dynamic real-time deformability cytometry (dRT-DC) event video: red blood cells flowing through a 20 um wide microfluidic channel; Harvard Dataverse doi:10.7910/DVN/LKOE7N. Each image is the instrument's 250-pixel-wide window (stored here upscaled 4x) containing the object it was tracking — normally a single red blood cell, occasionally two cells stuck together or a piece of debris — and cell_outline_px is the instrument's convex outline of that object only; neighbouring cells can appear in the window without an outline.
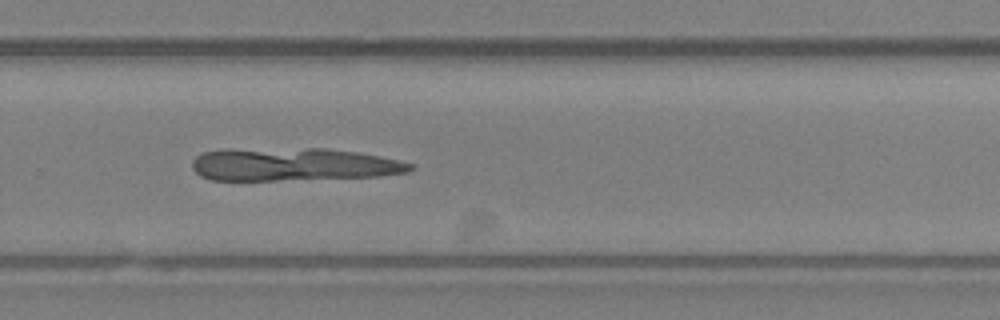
{"species": "Egyptian fruit bat (a non-hibernating species)", "species_latin": "Rousettus aegyptiacus", "temperature_condition": "room temperature", "stored_images_in_passage": 34, "camera_frame_rate_fps": 3000, "um_per_image_px": 0.085, "animal": {"sex": "female"}, "frame": {"image": 1, "passage_image": 21, "time_ms": 6.667, "image_size_px": [1000, 320], "cell_outline_px": [[416, 168], [408, 172], [380, 176], [276, 180], [212, 180], [200, 176], [192, 168], [192, 160], [196, 156], [204, 152], [308, 148], [328, 148], [356, 152], [400, 160], [412, 164]], "centroid_in_image_um": [25.02, 14.0], "position_along_channel_um": 304.8, "area_um2": 41.04}}